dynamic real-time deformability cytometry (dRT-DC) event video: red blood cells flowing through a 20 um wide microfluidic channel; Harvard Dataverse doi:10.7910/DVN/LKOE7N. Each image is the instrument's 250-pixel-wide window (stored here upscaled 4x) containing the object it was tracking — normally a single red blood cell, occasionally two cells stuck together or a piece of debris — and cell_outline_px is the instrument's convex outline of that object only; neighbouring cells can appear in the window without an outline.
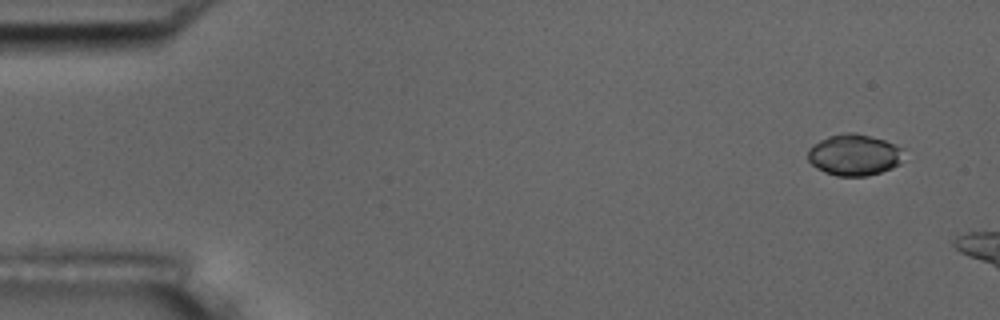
{"species": "common noctule bat (a hibernating species)", "species_latin": "Nyctalus noctula", "temperature_condition": "room temperature", "stored_images_in_passage": 4, "camera_frame_rate_fps": 3000, "um_per_image_px": 0.085, "animal": {"sex": "male", "body_mass_g": 17.5, "forearm_length_mm": 52.3}, "frame": {"image": 1, "passage_image": 1, "time_ms": 0.0, "image_size_px": [1000, 320], "cell_outline_px": [[904, 148], [900, 164], [892, 168], [868, 176], [836, 176], [824, 172], [816, 168], [808, 160], [808, 148], [820, 140], [828, 136], [844, 132], [856, 132], [884, 140]], "centroid_in_image_um": [72.6, 13.16], "position_along_channel_um": 12.4, "area_um2": 23.29}}